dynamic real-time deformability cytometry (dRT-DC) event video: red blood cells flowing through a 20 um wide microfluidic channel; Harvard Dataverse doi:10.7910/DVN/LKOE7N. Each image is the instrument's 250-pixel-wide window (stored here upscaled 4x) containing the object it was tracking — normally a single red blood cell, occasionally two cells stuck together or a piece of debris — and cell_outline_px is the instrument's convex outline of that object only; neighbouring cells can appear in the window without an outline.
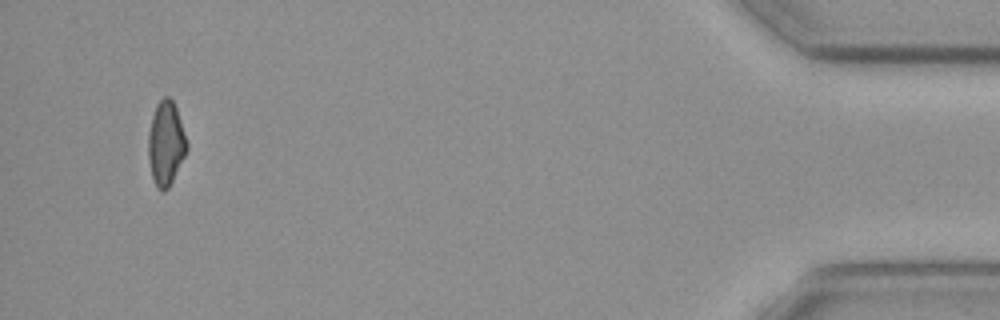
{"species": "common noctule bat (a hibernating species)", "species_latin": "Nyctalus noctula", "temperature_condition": "cold", "stored_images_in_passage": 43, "camera_frame_rate_fps": 3000, "um_per_image_px": 0.085, "animal": {"sex": "female", "body_mass_g": 19.3, "forearm_length_mm": 54.1}, "frame": {"image": 1, "passage_image": 43, "time_ms": 14.0, "image_size_px": [1000, 320], "cell_outline_px": [[188, 148], [168, 188], [164, 192], [160, 192], [156, 188], [152, 176], [148, 160], [148, 132], [152, 116], [156, 104], [164, 96], [168, 96], [172, 100], [176, 108], [188, 144]], "centroid_in_image_um": [14.08, 12.2], "position_along_channel_um": 421.1, "area_um2": 18.84}}